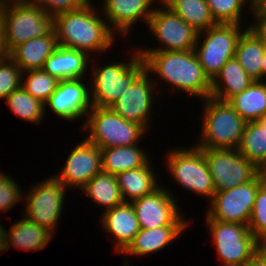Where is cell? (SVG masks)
I'll list each match as a JSON object with an SVG mask.
<instances>
[{
  "label": "cell",
  "instance_id": "obj_37",
  "mask_svg": "<svg viewBox=\"0 0 266 266\" xmlns=\"http://www.w3.org/2000/svg\"><path fill=\"white\" fill-rule=\"evenodd\" d=\"M23 193L15 179L0 172V211L7 212L23 200Z\"/></svg>",
  "mask_w": 266,
  "mask_h": 266
},
{
  "label": "cell",
  "instance_id": "obj_41",
  "mask_svg": "<svg viewBox=\"0 0 266 266\" xmlns=\"http://www.w3.org/2000/svg\"><path fill=\"white\" fill-rule=\"evenodd\" d=\"M9 53L6 46L5 33H0V58L8 57Z\"/></svg>",
  "mask_w": 266,
  "mask_h": 266
},
{
  "label": "cell",
  "instance_id": "obj_8",
  "mask_svg": "<svg viewBox=\"0 0 266 266\" xmlns=\"http://www.w3.org/2000/svg\"><path fill=\"white\" fill-rule=\"evenodd\" d=\"M166 158L167 168L177 184L211 201L215 188L204 149L196 146L192 149L177 148L170 151Z\"/></svg>",
  "mask_w": 266,
  "mask_h": 266
},
{
  "label": "cell",
  "instance_id": "obj_16",
  "mask_svg": "<svg viewBox=\"0 0 266 266\" xmlns=\"http://www.w3.org/2000/svg\"><path fill=\"white\" fill-rule=\"evenodd\" d=\"M67 157L61 173L55 176L64 186L82 188L89 180L102 171V153L98 146L83 140Z\"/></svg>",
  "mask_w": 266,
  "mask_h": 266
},
{
  "label": "cell",
  "instance_id": "obj_18",
  "mask_svg": "<svg viewBox=\"0 0 266 266\" xmlns=\"http://www.w3.org/2000/svg\"><path fill=\"white\" fill-rule=\"evenodd\" d=\"M156 0H104L101 11L108 27L122 36L129 34L140 19L148 24L154 13ZM150 7V8H149Z\"/></svg>",
  "mask_w": 266,
  "mask_h": 266
},
{
  "label": "cell",
  "instance_id": "obj_15",
  "mask_svg": "<svg viewBox=\"0 0 266 266\" xmlns=\"http://www.w3.org/2000/svg\"><path fill=\"white\" fill-rule=\"evenodd\" d=\"M155 84V80L145 69L111 106V109L125 120L138 123L148 129L150 110L154 103Z\"/></svg>",
  "mask_w": 266,
  "mask_h": 266
},
{
  "label": "cell",
  "instance_id": "obj_1",
  "mask_svg": "<svg viewBox=\"0 0 266 266\" xmlns=\"http://www.w3.org/2000/svg\"><path fill=\"white\" fill-rule=\"evenodd\" d=\"M93 5L90 2L83 8L53 17V29L59 46L85 52L88 56L92 51L99 53L111 48L116 33L97 15L98 10Z\"/></svg>",
  "mask_w": 266,
  "mask_h": 266
},
{
  "label": "cell",
  "instance_id": "obj_6",
  "mask_svg": "<svg viewBox=\"0 0 266 266\" xmlns=\"http://www.w3.org/2000/svg\"><path fill=\"white\" fill-rule=\"evenodd\" d=\"M5 41L10 52L17 45L53 30V16L30 1L2 7Z\"/></svg>",
  "mask_w": 266,
  "mask_h": 266
},
{
  "label": "cell",
  "instance_id": "obj_5",
  "mask_svg": "<svg viewBox=\"0 0 266 266\" xmlns=\"http://www.w3.org/2000/svg\"><path fill=\"white\" fill-rule=\"evenodd\" d=\"M129 59L125 63L113 62L92 69V85L89 87L92 106L111 107L146 69L138 50Z\"/></svg>",
  "mask_w": 266,
  "mask_h": 266
},
{
  "label": "cell",
  "instance_id": "obj_35",
  "mask_svg": "<svg viewBox=\"0 0 266 266\" xmlns=\"http://www.w3.org/2000/svg\"><path fill=\"white\" fill-rule=\"evenodd\" d=\"M247 226L258 241L266 240V183L260 184Z\"/></svg>",
  "mask_w": 266,
  "mask_h": 266
},
{
  "label": "cell",
  "instance_id": "obj_21",
  "mask_svg": "<svg viewBox=\"0 0 266 266\" xmlns=\"http://www.w3.org/2000/svg\"><path fill=\"white\" fill-rule=\"evenodd\" d=\"M88 59L85 52L58 45L42 69L58 80L83 78L86 76Z\"/></svg>",
  "mask_w": 266,
  "mask_h": 266
},
{
  "label": "cell",
  "instance_id": "obj_27",
  "mask_svg": "<svg viewBox=\"0 0 266 266\" xmlns=\"http://www.w3.org/2000/svg\"><path fill=\"white\" fill-rule=\"evenodd\" d=\"M265 53L266 47L248 25L238 39L235 58L255 81L261 79V64Z\"/></svg>",
  "mask_w": 266,
  "mask_h": 266
},
{
  "label": "cell",
  "instance_id": "obj_10",
  "mask_svg": "<svg viewBox=\"0 0 266 266\" xmlns=\"http://www.w3.org/2000/svg\"><path fill=\"white\" fill-rule=\"evenodd\" d=\"M31 187L27 195L25 193L23 216L53 234L65 203L66 187L55 176Z\"/></svg>",
  "mask_w": 266,
  "mask_h": 266
},
{
  "label": "cell",
  "instance_id": "obj_24",
  "mask_svg": "<svg viewBox=\"0 0 266 266\" xmlns=\"http://www.w3.org/2000/svg\"><path fill=\"white\" fill-rule=\"evenodd\" d=\"M52 236L49 230L23 216V219L11 225L10 232H6V251L11 246L21 250H41L50 243Z\"/></svg>",
  "mask_w": 266,
  "mask_h": 266
},
{
  "label": "cell",
  "instance_id": "obj_42",
  "mask_svg": "<svg viewBox=\"0 0 266 266\" xmlns=\"http://www.w3.org/2000/svg\"><path fill=\"white\" fill-rule=\"evenodd\" d=\"M6 232L7 230L0 224V253L6 251Z\"/></svg>",
  "mask_w": 266,
  "mask_h": 266
},
{
  "label": "cell",
  "instance_id": "obj_2",
  "mask_svg": "<svg viewBox=\"0 0 266 266\" xmlns=\"http://www.w3.org/2000/svg\"><path fill=\"white\" fill-rule=\"evenodd\" d=\"M146 70L159 80H165L177 90L198 96L210 97L211 80L204 73L194 49L187 51L139 52ZM161 78V79H160Z\"/></svg>",
  "mask_w": 266,
  "mask_h": 266
},
{
  "label": "cell",
  "instance_id": "obj_23",
  "mask_svg": "<svg viewBox=\"0 0 266 266\" xmlns=\"http://www.w3.org/2000/svg\"><path fill=\"white\" fill-rule=\"evenodd\" d=\"M187 226H163L153 229H141L134 240L122 252L123 254L144 256L157 253L177 239Z\"/></svg>",
  "mask_w": 266,
  "mask_h": 266
},
{
  "label": "cell",
  "instance_id": "obj_7",
  "mask_svg": "<svg viewBox=\"0 0 266 266\" xmlns=\"http://www.w3.org/2000/svg\"><path fill=\"white\" fill-rule=\"evenodd\" d=\"M242 24L217 23L198 33L194 47L204 73L212 80L226 62L235 57L236 45L242 32ZM204 39L200 42L202 35ZM201 43V45H200Z\"/></svg>",
  "mask_w": 266,
  "mask_h": 266
},
{
  "label": "cell",
  "instance_id": "obj_14",
  "mask_svg": "<svg viewBox=\"0 0 266 266\" xmlns=\"http://www.w3.org/2000/svg\"><path fill=\"white\" fill-rule=\"evenodd\" d=\"M141 229L163 226H188L180 214L175 197L161 185L153 192L131 202Z\"/></svg>",
  "mask_w": 266,
  "mask_h": 266
},
{
  "label": "cell",
  "instance_id": "obj_25",
  "mask_svg": "<svg viewBox=\"0 0 266 266\" xmlns=\"http://www.w3.org/2000/svg\"><path fill=\"white\" fill-rule=\"evenodd\" d=\"M149 162L137 169L123 171L116 175L124 202L131 203L159 187L158 178Z\"/></svg>",
  "mask_w": 266,
  "mask_h": 266
},
{
  "label": "cell",
  "instance_id": "obj_4",
  "mask_svg": "<svg viewBox=\"0 0 266 266\" xmlns=\"http://www.w3.org/2000/svg\"><path fill=\"white\" fill-rule=\"evenodd\" d=\"M83 123L85 137L100 149L117 146H131L139 143L147 131L143 125L125 120L111 107H95L87 114Z\"/></svg>",
  "mask_w": 266,
  "mask_h": 266
},
{
  "label": "cell",
  "instance_id": "obj_29",
  "mask_svg": "<svg viewBox=\"0 0 266 266\" xmlns=\"http://www.w3.org/2000/svg\"><path fill=\"white\" fill-rule=\"evenodd\" d=\"M80 190L94 203L104 207V211L124 203L116 176L101 171L89 180Z\"/></svg>",
  "mask_w": 266,
  "mask_h": 266
},
{
  "label": "cell",
  "instance_id": "obj_11",
  "mask_svg": "<svg viewBox=\"0 0 266 266\" xmlns=\"http://www.w3.org/2000/svg\"><path fill=\"white\" fill-rule=\"evenodd\" d=\"M161 2V3H160ZM162 8L156 7L149 19L150 32L163 47L138 49V52L187 51L194 49L198 32L169 9L161 0Z\"/></svg>",
  "mask_w": 266,
  "mask_h": 266
},
{
  "label": "cell",
  "instance_id": "obj_3",
  "mask_svg": "<svg viewBox=\"0 0 266 266\" xmlns=\"http://www.w3.org/2000/svg\"><path fill=\"white\" fill-rule=\"evenodd\" d=\"M203 102L201 140L195 146L199 149H237L247 122L228 101L210 96Z\"/></svg>",
  "mask_w": 266,
  "mask_h": 266
},
{
  "label": "cell",
  "instance_id": "obj_34",
  "mask_svg": "<svg viewBox=\"0 0 266 266\" xmlns=\"http://www.w3.org/2000/svg\"><path fill=\"white\" fill-rule=\"evenodd\" d=\"M249 2L253 11L254 0H206L210 13L216 23L241 24L243 7Z\"/></svg>",
  "mask_w": 266,
  "mask_h": 266
},
{
  "label": "cell",
  "instance_id": "obj_31",
  "mask_svg": "<svg viewBox=\"0 0 266 266\" xmlns=\"http://www.w3.org/2000/svg\"><path fill=\"white\" fill-rule=\"evenodd\" d=\"M239 152L256 168L266 160V132L257 122H247L240 145Z\"/></svg>",
  "mask_w": 266,
  "mask_h": 266
},
{
  "label": "cell",
  "instance_id": "obj_19",
  "mask_svg": "<svg viewBox=\"0 0 266 266\" xmlns=\"http://www.w3.org/2000/svg\"><path fill=\"white\" fill-rule=\"evenodd\" d=\"M102 225L115 241L116 253H122L141 230L135 209L130 202H124L102 213Z\"/></svg>",
  "mask_w": 266,
  "mask_h": 266
},
{
  "label": "cell",
  "instance_id": "obj_45",
  "mask_svg": "<svg viewBox=\"0 0 266 266\" xmlns=\"http://www.w3.org/2000/svg\"><path fill=\"white\" fill-rule=\"evenodd\" d=\"M255 7L263 13H266V0H256Z\"/></svg>",
  "mask_w": 266,
  "mask_h": 266
},
{
  "label": "cell",
  "instance_id": "obj_49",
  "mask_svg": "<svg viewBox=\"0 0 266 266\" xmlns=\"http://www.w3.org/2000/svg\"><path fill=\"white\" fill-rule=\"evenodd\" d=\"M257 122L265 129L266 132V114L262 118H260Z\"/></svg>",
  "mask_w": 266,
  "mask_h": 266
},
{
  "label": "cell",
  "instance_id": "obj_30",
  "mask_svg": "<svg viewBox=\"0 0 266 266\" xmlns=\"http://www.w3.org/2000/svg\"><path fill=\"white\" fill-rule=\"evenodd\" d=\"M198 33L215 26L206 0H161Z\"/></svg>",
  "mask_w": 266,
  "mask_h": 266
},
{
  "label": "cell",
  "instance_id": "obj_20",
  "mask_svg": "<svg viewBox=\"0 0 266 266\" xmlns=\"http://www.w3.org/2000/svg\"><path fill=\"white\" fill-rule=\"evenodd\" d=\"M54 29L46 36L34 37L14 47L9 57L23 72L42 69L45 61L57 48Z\"/></svg>",
  "mask_w": 266,
  "mask_h": 266
},
{
  "label": "cell",
  "instance_id": "obj_26",
  "mask_svg": "<svg viewBox=\"0 0 266 266\" xmlns=\"http://www.w3.org/2000/svg\"><path fill=\"white\" fill-rule=\"evenodd\" d=\"M102 171L116 176L127 170L137 169L149 161V156L138 144L101 149Z\"/></svg>",
  "mask_w": 266,
  "mask_h": 266
},
{
  "label": "cell",
  "instance_id": "obj_47",
  "mask_svg": "<svg viewBox=\"0 0 266 266\" xmlns=\"http://www.w3.org/2000/svg\"><path fill=\"white\" fill-rule=\"evenodd\" d=\"M27 1H29V0H0V6L3 7V6H6V5L24 3V2H27Z\"/></svg>",
  "mask_w": 266,
  "mask_h": 266
},
{
  "label": "cell",
  "instance_id": "obj_9",
  "mask_svg": "<svg viewBox=\"0 0 266 266\" xmlns=\"http://www.w3.org/2000/svg\"><path fill=\"white\" fill-rule=\"evenodd\" d=\"M224 266H243L255 256L258 240L244 224L206 220Z\"/></svg>",
  "mask_w": 266,
  "mask_h": 266
},
{
  "label": "cell",
  "instance_id": "obj_43",
  "mask_svg": "<svg viewBox=\"0 0 266 266\" xmlns=\"http://www.w3.org/2000/svg\"><path fill=\"white\" fill-rule=\"evenodd\" d=\"M258 176L263 183H266V160L257 168Z\"/></svg>",
  "mask_w": 266,
  "mask_h": 266
},
{
  "label": "cell",
  "instance_id": "obj_13",
  "mask_svg": "<svg viewBox=\"0 0 266 266\" xmlns=\"http://www.w3.org/2000/svg\"><path fill=\"white\" fill-rule=\"evenodd\" d=\"M215 192L235 188L250 182L257 168L238 149H204Z\"/></svg>",
  "mask_w": 266,
  "mask_h": 266
},
{
  "label": "cell",
  "instance_id": "obj_46",
  "mask_svg": "<svg viewBox=\"0 0 266 266\" xmlns=\"http://www.w3.org/2000/svg\"><path fill=\"white\" fill-rule=\"evenodd\" d=\"M243 266H264V265L256 256H254L252 259L246 262Z\"/></svg>",
  "mask_w": 266,
  "mask_h": 266
},
{
  "label": "cell",
  "instance_id": "obj_12",
  "mask_svg": "<svg viewBox=\"0 0 266 266\" xmlns=\"http://www.w3.org/2000/svg\"><path fill=\"white\" fill-rule=\"evenodd\" d=\"M262 181L258 174L245 184L215 192L208 208L206 220L248 225L255 197Z\"/></svg>",
  "mask_w": 266,
  "mask_h": 266
},
{
  "label": "cell",
  "instance_id": "obj_32",
  "mask_svg": "<svg viewBox=\"0 0 266 266\" xmlns=\"http://www.w3.org/2000/svg\"><path fill=\"white\" fill-rule=\"evenodd\" d=\"M10 110L15 116L31 123L43 121L45 116V105L26 92L22 86L12 92L6 99Z\"/></svg>",
  "mask_w": 266,
  "mask_h": 266
},
{
  "label": "cell",
  "instance_id": "obj_40",
  "mask_svg": "<svg viewBox=\"0 0 266 266\" xmlns=\"http://www.w3.org/2000/svg\"><path fill=\"white\" fill-rule=\"evenodd\" d=\"M255 256L266 266V240L258 241Z\"/></svg>",
  "mask_w": 266,
  "mask_h": 266
},
{
  "label": "cell",
  "instance_id": "obj_36",
  "mask_svg": "<svg viewBox=\"0 0 266 266\" xmlns=\"http://www.w3.org/2000/svg\"><path fill=\"white\" fill-rule=\"evenodd\" d=\"M21 68L8 56L0 59V99H6L21 87Z\"/></svg>",
  "mask_w": 266,
  "mask_h": 266
},
{
  "label": "cell",
  "instance_id": "obj_17",
  "mask_svg": "<svg viewBox=\"0 0 266 266\" xmlns=\"http://www.w3.org/2000/svg\"><path fill=\"white\" fill-rule=\"evenodd\" d=\"M83 78L59 80L55 91L45 105H49L54 114L66 120L83 118L92 109L91 94Z\"/></svg>",
  "mask_w": 266,
  "mask_h": 266
},
{
  "label": "cell",
  "instance_id": "obj_44",
  "mask_svg": "<svg viewBox=\"0 0 266 266\" xmlns=\"http://www.w3.org/2000/svg\"><path fill=\"white\" fill-rule=\"evenodd\" d=\"M262 67H261V79L259 80V82H261V83H264V84H266L265 82H266V53H265V55H264V59H263V61H262Z\"/></svg>",
  "mask_w": 266,
  "mask_h": 266
},
{
  "label": "cell",
  "instance_id": "obj_38",
  "mask_svg": "<svg viewBox=\"0 0 266 266\" xmlns=\"http://www.w3.org/2000/svg\"><path fill=\"white\" fill-rule=\"evenodd\" d=\"M35 5L40 6L48 15L78 10L89 4L90 0H29Z\"/></svg>",
  "mask_w": 266,
  "mask_h": 266
},
{
  "label": "cell",
  "instance_id": "obj_28",
  "mask_svg": "<svg viewBox=\"0 0 266 266\" xmlns=\"http://www.w3.org/2000/svg\"><path fill=\"white\" fill-rule=\"evenodd\" d=\"M228 103L246 122L258 121L266 114V84L254 81Z\"/></svg>",
  "mask_w": 266,
  "mask_h": 266
},
{
  "label": "cell",
  "instance_id": "obj_22",
  "mask_svg": "<svg viewBox=\"0 0 266 266\" xmlns=\"http://www.w3.org/2000/svg\"><path fill=\"white\" fill-rule=\"evenodd\" d=\"M254 81L234 57L228 60L211 80L210 96L221 101H228L234 95L242 93Z\"/></svg>",
  "mask_w": 266,
  "mask_h": 266
},
{
  "label": "cell",
  "instance_id": "obj_39",
  "mask_svg": "<svg viewBox=\"0 0 266 266\" xmlns=\"http://www.w3.org/2000/svg\"><path fill=\"white\" fill-rule=\"evenodd\" d=\"M252 12L253 17H255V22L249 27L261 39L266 47V13L260 12L256 7H254Z\"/></svg>",
  "mask_w": 266,
  "mask_h": 266
},
{
  "label": "cell",
  "instance_id": "obj_33",
  "mask_svg": "<svg viewBox=\"0 0 266 266\" xmlns=\"http://www.w3.org/2000/svg\"><path fill=\"white\" fill-rule=\"evenodd\" d=\"M27 74V78L23 83V76ZM22 88L31 94L35 99L46 103L51 94L55 91L59 80L50 75L43 69L29 70L22 73Z\"/></svg>",
  "mask_w": 266,
  "mask_h": 266
},
{
  "label": "cell",
  "instance_id": "obj_48",
  "mask_svg": "<svg viewBox=\"0 0 266 266\" xmlns=\"http://www.w3.org/2000/svg\"><path fill=\"white\" fill-rule=\"evenodd\" d=\"M0 33H5L4 31V22H3V14L2 7L0 6Z\"/></svg>",
  "mask_w": 266,
  "mask_h": 266
}]
</instances>
